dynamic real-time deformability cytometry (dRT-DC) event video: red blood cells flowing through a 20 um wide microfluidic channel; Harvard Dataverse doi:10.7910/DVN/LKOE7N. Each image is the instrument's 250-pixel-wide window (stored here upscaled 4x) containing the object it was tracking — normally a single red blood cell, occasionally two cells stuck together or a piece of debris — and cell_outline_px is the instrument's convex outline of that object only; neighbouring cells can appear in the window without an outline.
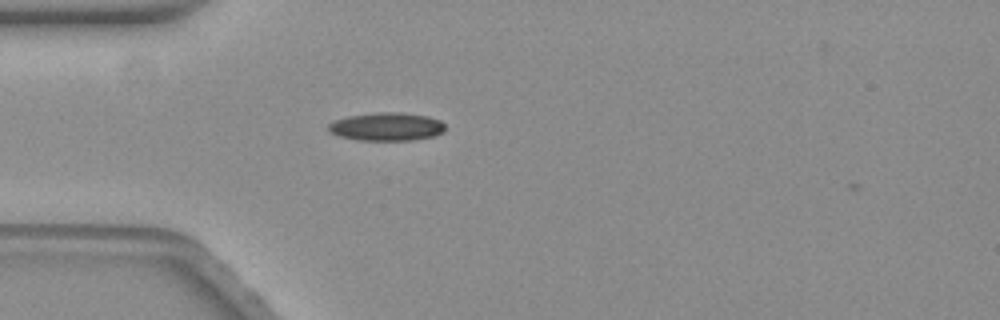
{"species": "common noctule bat (a hibernating species)", "species_latin": "Nyctalus noctula", "temperature_condition": "warm", "stored_images_in_passage": 2, "camera_frame_rate_fps": 3000, "um_per_image_px": 0.085, "animal": {"sex": "female", "body_mass_g": 19.3, "forearm_length_mm": 54.1}, "frame": {"image": 1, "passage_image": 1, "time_ms": 0.0, "image_size_px": [1000, 320], "cell_outline_px": [[444, 132], [432, 136], [412, 140], [356, 140], [340, 136], [328, 132], [328, 124], [336, 120], [348, 116], [376, 112], [404, 112], [428, 116], [440, 120], [444, 124]], "centroid_in_image_um": [32.86, 10.76], "position_along_channel_um": 52.1, "area_um2": 19.25}}